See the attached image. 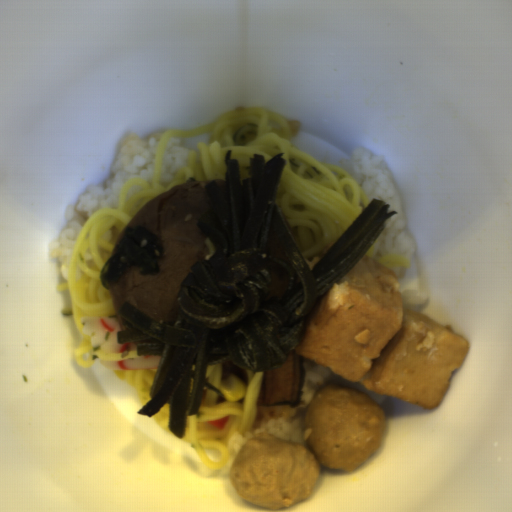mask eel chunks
<instances>
[{
    "label": "eel chunks",
    "mask_w": 512,
    "mask_h": 512,
    "mask_svg": "<svg viewBox=\"0 0 512 512\" xmlns=\"http://www.w3.org/2000/svg\"><path fill=\"white\" fill-rule=\"evenodd\" d=\"M306 372V359L290 351L284 366L262 371L256 405L283 406L300 404Z\"/></svg>",
    "instance_id": "4dd315ae"
},
{
    "label": "eel chunks",
    "mask_w": 512,
    "mask_h": 512,
    "mask_svg": "<svg viewBox=\"0 0 512 512\" xmlns=\"http://www.w3.org/2000/svg\"><path fill=\"white\" fill-rule=\"evenodd\" d=\"M221 377L220 382H226L230 377L234 376L235 379L248 386L250 384L247 369L236 366L229 358L220 362Z\"/></svg>",
    "instance_id": "57646c5b"
}]
</instances>
